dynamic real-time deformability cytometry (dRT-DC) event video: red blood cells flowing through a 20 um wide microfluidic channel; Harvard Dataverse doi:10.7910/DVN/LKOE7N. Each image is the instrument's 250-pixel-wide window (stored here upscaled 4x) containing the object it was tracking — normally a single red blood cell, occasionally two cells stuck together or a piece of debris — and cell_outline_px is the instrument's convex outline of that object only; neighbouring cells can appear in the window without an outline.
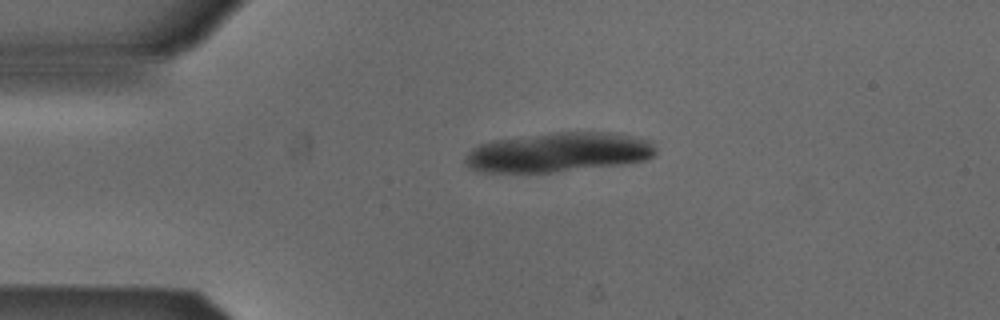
{"species": "Egyptian fruit bat (a non-hibernating species)", "species_latin": "Rousettus aegyptiacus", "temperature_condition": "cold", "stored_images_in_passage": 7, "camera_frame_rate_fps": 3000, "um_per_image_px": 0.085, "animal": {"sex": "male"}, "frame": {"image": 1, "passage_image": 1, "time_ms": 0.0, "image_size_px": [1000, 320], "cell_outline_px": [[656, 156], [644, 160], [628, 164], [556, 172], [480, 172], [468, 168], [464, 164], [464, 160], [468, 152], [472, 148], [480, 144], [496, 140], [556, 132], [612, 132], [652, 140], [656, 144]], "centroid_in_image_um": [47.53, 12.95], "position_along_channel_um": 37.5, "area_um2": 44.33}}